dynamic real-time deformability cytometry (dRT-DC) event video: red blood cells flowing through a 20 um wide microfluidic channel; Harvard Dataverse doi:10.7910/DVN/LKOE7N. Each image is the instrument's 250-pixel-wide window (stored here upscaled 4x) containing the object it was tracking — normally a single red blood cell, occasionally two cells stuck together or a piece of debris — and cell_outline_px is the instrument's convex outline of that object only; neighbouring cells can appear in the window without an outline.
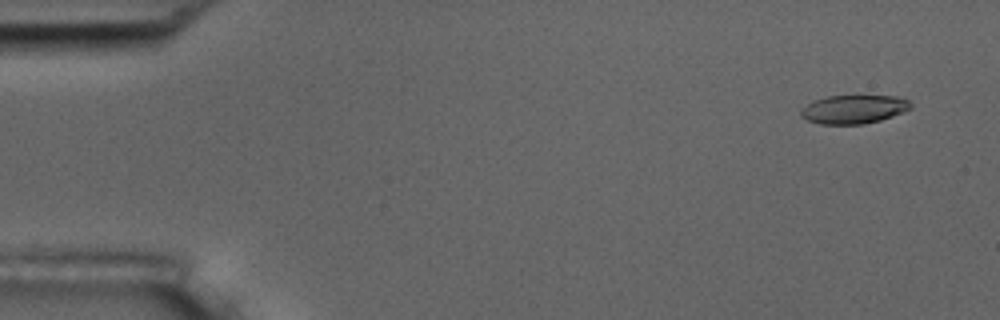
{"species": "common noctule bat (a hibernating species)", "species_latin": "Nyctalus noctula", "temperature_condition": "room temperature", "stored_images_in_passage": 5, "camera_frame_rate_fps": 3000, "um_per_image_px": 0.085, "animal": {"sex": "male", "body_mass_g": 17.5, "forearm_length_mm": 52.3}, "frame": {"image": 1, "passage_image": 1, "time_ms": 0.0, "image_size_px": [1000, 320], "cell_outline_px": [[912, 108], [892, 116], [880, 120], [864, 124], [820, 124], [808, 120], [800, 116], [800, 112], [808, 104], [816, 100], [828, 96], [900, 96], [908, 100], [912, 104]], "centroid_in_image_um": [72.6, 9.29], "position_along_channel_um": 12.4, "area_um2": 18.15}}
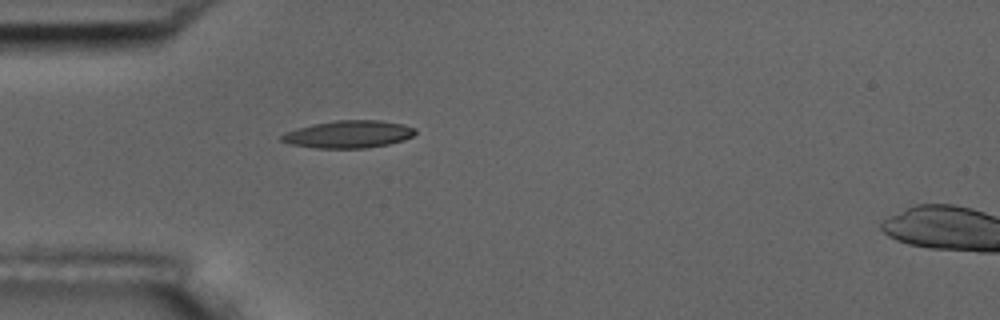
{"frame": {"image": 2, "passage_image": 4, "time_ms": 4.333, "image_size_px": [1000, 320], "cell_outline_px": [[416, 132], [412, 136], [404, 140], [388, 144], [364, 148], [316, 148], [292, 144], [280, 140], [280, 136], [284, 132], [296, 128], [312, 124], [336, 120], [380, 120], [404, 124], [416, 128]], "centroid_in_image_um": [29.63, 11.4], "position_along_channel_um": 55.4, "area_um2": 21.44}}